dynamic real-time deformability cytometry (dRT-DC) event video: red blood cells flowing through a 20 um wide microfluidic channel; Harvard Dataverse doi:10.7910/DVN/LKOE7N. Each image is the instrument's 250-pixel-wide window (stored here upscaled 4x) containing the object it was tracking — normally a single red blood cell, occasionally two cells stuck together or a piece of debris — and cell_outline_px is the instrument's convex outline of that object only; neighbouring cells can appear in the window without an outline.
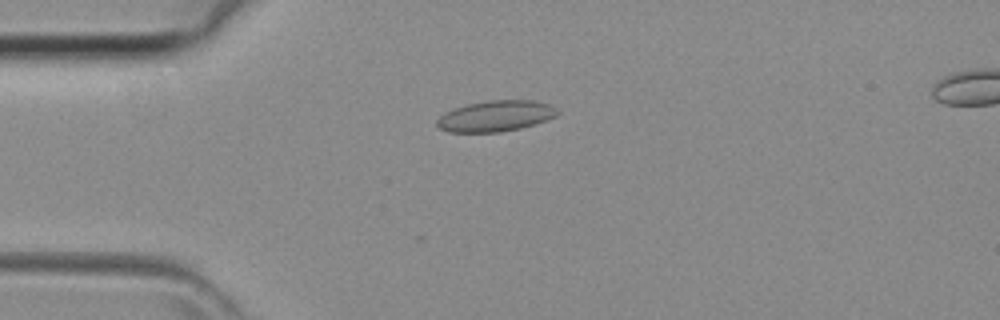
{"species": "common noctule bat (a hibernating species)", "species_latin": "Nyctalus noctula", "temperature_condition": "room temperature", "stored_images_in_passage": 29, "camera_frame_rate_fps": 3000, "um_per_image_px": 0.085, "animal": {"sex": "female", "body_mass_g": 29.2, "forearm_length_mm": 56.3}, "frame": {"image": 1, "passage_image": 1, "time_ms": 0.0, "image_size_px": [1000, 320], "cell_outline_px": [[560, 112], [556, 116], [536, 124], [520, 128], [500, 132], [448, 132], [440, 128], [436, 124], [436, 120], [444, 112], [468, 104], [488, 100], [536, 100], [552, 104]], "centroid_in_image_um": [42.17, 9.86], "position_along_channel_um": 42.8, "area_um2": 21.85}}
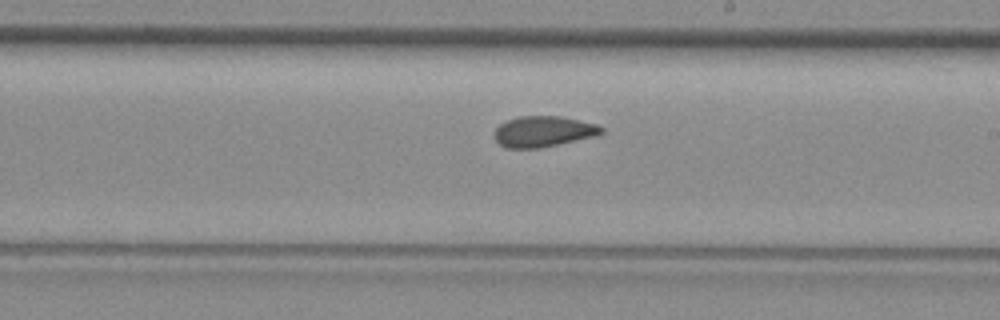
{"frame": {"image": 2, "passage_image": 15, "time_ms": 4.667, "image_size_px": [1000, 320], "cell_outline_px": [[604, 132], [596, 136], [540, 148], [508, 148], [500, 144], [496, 140], [492, 132], [500, 124], [508, 120], [520, 116], [560, 116], [596, 124], [604, 128]], "centroid_in_image_um": [46.18, 11.18], "position_along_channel_um": 242.8, "area_um2": 19.19}}
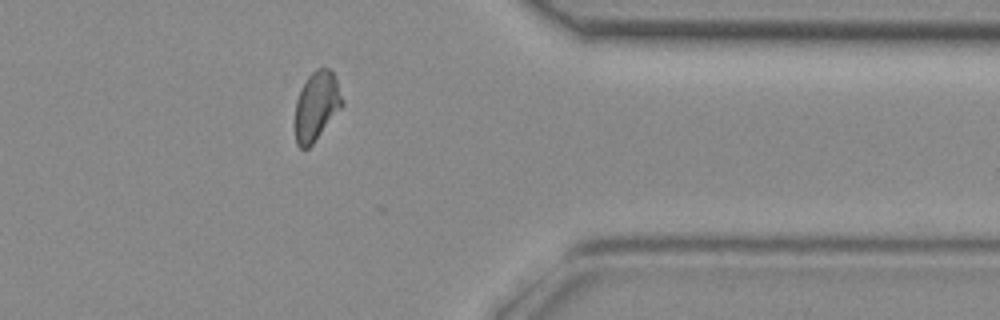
{"frame": {"image": 3, "passage_image": 25, "time_ms": 8.0, "image_size_px": [1000, 320], "cell_outline_px": [[344, 104], [312, 144], [308, 148], [300, 148], [296, 144], [296, 100], [308, 76], [316, 68], [332, 68]], "centroid_in_image_um": [26.91, 8.99], "position_along_channel_um": 384.5, "area_um2": 18.55}}